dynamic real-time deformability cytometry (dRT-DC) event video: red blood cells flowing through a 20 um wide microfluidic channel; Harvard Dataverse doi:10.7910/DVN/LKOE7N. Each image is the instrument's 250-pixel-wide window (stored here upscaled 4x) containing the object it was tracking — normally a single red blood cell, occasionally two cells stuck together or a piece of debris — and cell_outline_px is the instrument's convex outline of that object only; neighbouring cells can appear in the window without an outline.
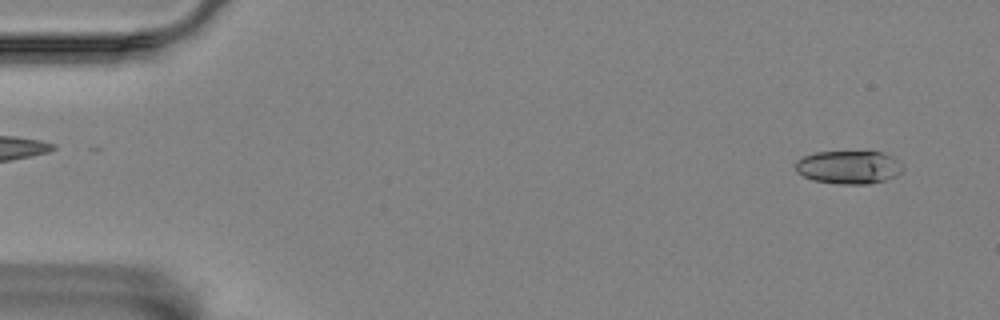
{"species": "Egyptian fruit bat (a non-hibernating species)", "species_latin": "Rousettus aegyptiacus", "temperature_condition": "room temperature", "stored_images_in_passage": 2, "camera_frame_rate_fps": 3000, "um_per_image_px": 0.085, "animal": {"sex": "female"}, "frame": {"image": 1, "passage_image": 2, "time_ms": 1.333, "image_size_px": [1000, 320], "cell_outline_px": [[904, 168], [896, 176], [884, 180], [868, 184], [840, 184], [812, 180], [796, 172], [796, 160], [804, 156], [816, 152], [884, 152], [896, 160]], "centroid_in_image_um": [72.12, 14.22], "position_along_channel_um": 12.9, "area_um2": 20.63}}